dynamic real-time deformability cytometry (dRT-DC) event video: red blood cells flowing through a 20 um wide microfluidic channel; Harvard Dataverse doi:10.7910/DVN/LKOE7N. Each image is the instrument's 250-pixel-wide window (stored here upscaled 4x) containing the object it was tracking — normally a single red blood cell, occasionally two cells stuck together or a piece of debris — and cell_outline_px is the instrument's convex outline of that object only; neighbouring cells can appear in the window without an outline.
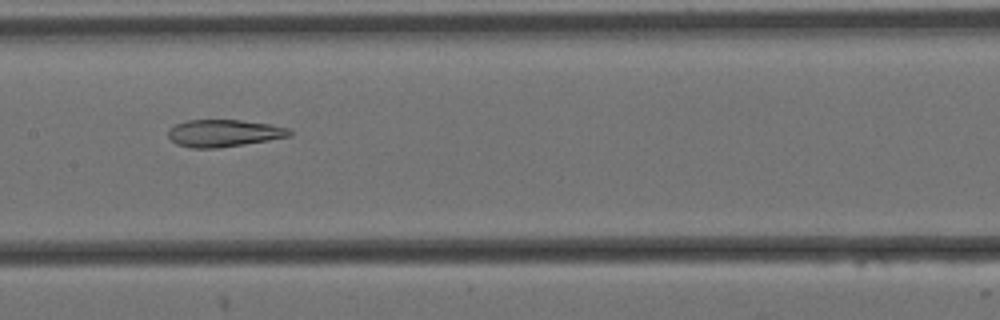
{"species": "Egyptian fruit bat (a non-hibernating species)", "species_latin": "Rousettus aegyptiacus", "temperature_condition": "cold", "stored_images_in_passage": 9, "camera_frame_rate_fps": 3000, "um_per_image_px": 0.085, "animal": {"sex": "female"}, "frame": {"image": 1, "passage_image": 8, "time_ms": 2.333, "image_size_px": [1000, 320], "cell_outline_px": [[292, 136], [220, 148], [192, 148], [176, 144], [168, 136], [168, 128], [176, 124], [188, 120], [240, 120], [272, 124], [288, 128], [292, 132]], "centroid_in_image_um": [19.03, 11.32], "position_along_channel_um": 188.4, "area_um2": 19.31}}
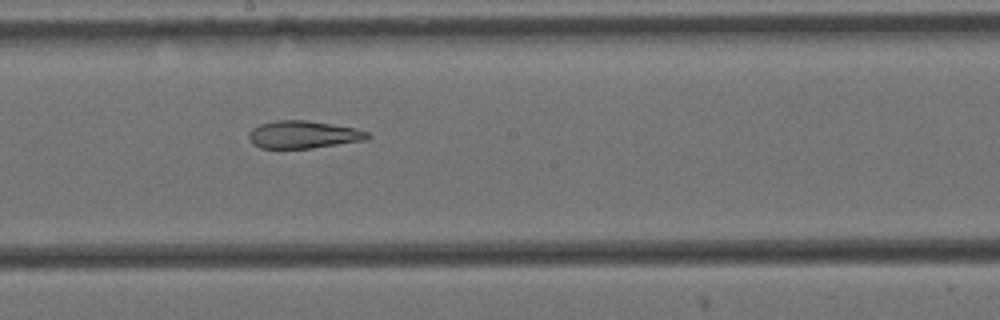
{"frame": {"image": 2, "passage_image": 9, "time_ms": 2.667, "image_size_px": [1000, 320], "cell_outline_px": [[372, 136], [364, 140], [312, 148], [260, 148], [252, 144], [248, 136], [248, 132], [252, 128], [260, 124], [276, 120], [308, 120], [356, 128], [368, 132]], "centroid_in_image_um": [25.76, 11.43], "position_along_channel_um": 222.4, "area_um2": 19.13}}